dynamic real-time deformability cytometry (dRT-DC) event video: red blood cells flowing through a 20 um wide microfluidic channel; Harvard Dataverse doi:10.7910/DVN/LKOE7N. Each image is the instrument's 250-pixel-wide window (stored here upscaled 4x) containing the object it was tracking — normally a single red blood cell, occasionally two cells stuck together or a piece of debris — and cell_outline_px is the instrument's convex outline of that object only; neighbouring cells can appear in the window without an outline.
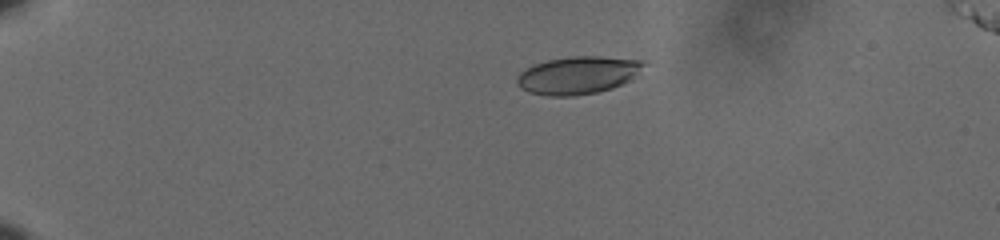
{"species": "human", "species_latin": "Homo sapiens", "temperature_condition": "cold", "stored_images_in_passage": 47, "camera_frame_rate_fps": 3000, "um_per_image_px": 0.085, "donor": {"sex": "male"}, "frame": {"image": 1, "passage_image": 2, "time_ms": 0.333, "image_size_px": [1000, 240], "cell_outline_px": [[648, 64], [628, 80], [612, 88], [596, 92], [572, 96], [548, 96], [528, 92], [520, 88], [516, 84], [516, 76], [520, 72], [532, 64], [548, 60], [568, 56], [600, 56], [648, 60]], "centroid_in_image_um": [49.1, 6.37], "position_along_channel_um": 35.9, "area_um2": 28.09}}
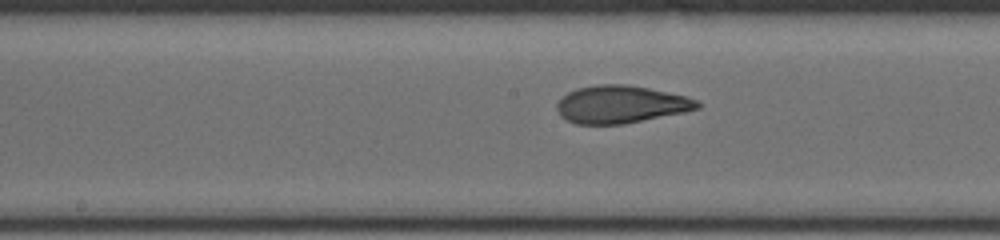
{"frame": {"image": 2, "passage_image": 22, "time_ms": 7.0, "image_size_px": [1000, 240], "cell_outline_px": [[700, 108], [684, 112], [624, 124], [576, 124], [560, 116], [556, 108], [556, 104], [568, 92], [576, 88], [600, 84], [624, 84], [648, 88], [684, 96], [696, 100], [700, 104]], "centroid_in_image_um": [52.74, 8.88], "position_along_channel_um": 195.5, "area_um2": 30.52}}
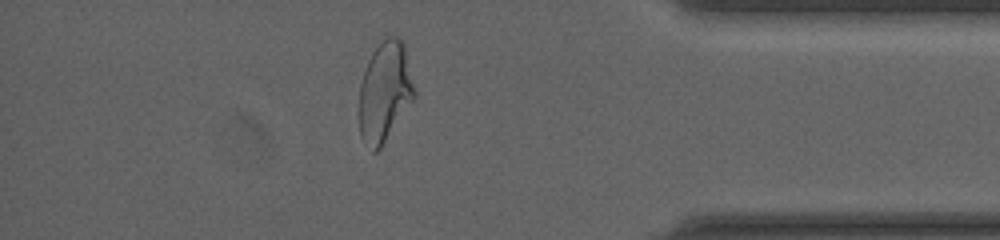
{"frame": {"image": 3, "passage_image": 41, "time_ms": 13.333, "image_size_px": [1000, 240], "cell_outline_px": [[416, 96], [380, 148], [376, 152], [372, 152], [360, 136], [360, 84], [368, 60], [372, 52], [388, 36], [396, 36], [404, 44], [416, 92]], "centroid_in_image_um": [32.72, 7.81], "position_along_channel_um": 402.5, "area_um2": 31.79}, "authors_computed_cell_mechanics": {"area_um2": 30.4606, "velocity_mm_per_s": 3.6112, "shape_relaxation_time_tau1_ms": 10.9093, "shape_relaxation_time_tau2_ms": 1.0684, "deformation_change_tau1": 0.2733, "deformation_change_tau2": 0.0823}}